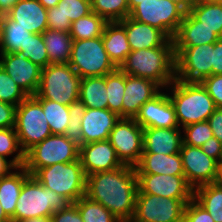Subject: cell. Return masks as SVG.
I'll list each match as a JSON object with an SVG mask.
<instances>
[{
	"instance_id": "cell-7",
	"label": "cell",
	"mask_w": 222,
	"mask_h": 222,
	"mask_svg": "<svg viewBox=\"0 0 222 222\" xmlns=\"http://www.w3.org/2000/svg\"><path fill=\"white\" fill-rule=\"evenodd\" d=\"M79 159V145L65 135L52 134L25 153L23 167L34 175L40 168Z\"/></svg>"
},
{
	"instance_id": "cell-26",
	"label": "cell",
	"mask_w": 222,
	"mask_h": 222,
	"mask_svg": "<svg viewBox=\"0 0 222 222\" xmlns=\"http://www.w3.org/2000/svg\"><path fill=\"white\" fill-rule=\"evenodd\" d=\"M135 171L136 174L185 175L180 153L170 155L142 153Z\"/></svg>"
},
{
	"instance_id": "cell-1",
	"label": "cell",
	"mask_w": 222,
	"mask_h": 222,
	"mask_svg": "<svg viewBox=\"0 0 222 222\" xmlns=\"http://www.w3.org/2000/svg\"><path fill=\"white\" fill-rule=\"evenodd\" d=\"M137 192V175L132 166L86 176L85 196L102 204L120 221L132 220Z\"/></svg>"
},
{
	"instance_id": "cell-6",
	"label": "cell",
	"mask_w": 222,
	"mask_h": 222,
	"mask_svg": "<svg viewBox=\"0 0 222 222\" xmlns=\"http://www.w3.org/2000/svg\"><path fill=\"white\" fill-rule=\"evenodd\" d=\"M33 176L44 187L70 199L73 203L85 195L86 175L79 159L40 168Z\"/></svg>"
},
{
	"instance_id": "cell-13",
	"label": "cell",
	"mask_w": 222,
	"mask_h": 222,
	"mask_svg": "<svg viewBox=\"0 0 222 222\" xmlns=\"http://www.w3.org/2000/svg\"><path fill=\"white\" fill-rule=\"evenodd\" d=\"M108 141L123 165L135 167L139 163L143 153V128L134 118H120Z\"/></svg>"
},
{
	"instance_id": "cell-50",
	"label": "cell",
	"mask_w": 222,
	"mask_h": 222,
	"mask_svg": "<svg viewBox=\"0 0 222 222\" xmlns=\"http://www.w3.org/2000/svg\"><path fill=\"white\" fill-rule=\"evenodd\" d=\"M213 135L222 143V108H216L208 118Z\"/></svg>"
},
{
	"instance_id": "cell-40",
	"label": "cell",
	"mask_w": 222,
	"mask_h": 222,
	"mask_svg": "<svg viewBox=\"0 0 222 222\" xmlns=\"http://www.w3.org/2000/svg\"><path fill=\"white\" fill-rule=\"evenodd\" d=\"M86 106L80 101H75L69 105V119L64 135L76 142L79 146L83 145V132L81 130L82 117L85 115Z\"/></svg>"
},
{
	"instance_id": "cell-29",
	"label": "cell",
	"mask_w": 222,
	"mask_h": 222,
	"mask_svg": "<svg viewBox=\"0 0 222 222\" xmlns=\"http://www.w3.org/2000/svg\"><path fill=\"white\" fill-rule=\"evenodd\" d=\"M79 100L86 108L108 109L106 75L82 78Z\"/></svg>"
},
{
	"instance_id": "cell-42",
	"label": "cell",
	"mask_w": 222,
	"mask_h": 222,
	"mask_svg": "<svg viewBox=\"0 0 222 222\" xmlns=\"http://www.w3.org/2000/svg\"><path fill=\"white\" fill-rule=\"evenodd\" d=\"M183 144L200 147L213 137V132L208 121L193 123L181 128Z\"/></svg>"
},
{
	"instance_id": "cell-27",
	"label": "cell",
	"mask_w": 222,
	"mask_h": 222,
	"mask_svg": "<svg viewBox=\"0 0 222 222\" xmlns=\"http://www.w3.org/2000/svg\"><path fill=\"white\" fill-rule=\"evenodd\" d=\"M29 176L30 173L22 166L0 179V204L10 219L15 213L23 183Z\"/></svg>"
},
{
	"instance_id": "cell-57",
	"label": "cell",
	"mask_w": 222,
	"mask_h": 222,
	"mask_svg": "<svg viewBox=\"0 0 222 222\" xmlns=\"http://www.w3.org/2000/svg\"><path fill=\"white\" fill-rule=\"evenodd\" d=\"M0 222H12L11 219L5 214L0 204Z\"/></svg>"
},
{
	"instance_id": "cell-60",
	"label": "cell",
	"mask_w": 222,
	"mask_h": 222,
	"mask_svg": "<svg viewBox=\"0 0 222 222\" xmlns=\"http://www.w3.org/2000/svg\"><path fill=\"white\" fill-rule=\"evenodd\" d=\"M198 1H204V2H208V3H221L222 4V0H198Z\"/></svg>"
},
{
	"instance_id": "cell-8",
	"label": "cell",
	"mask_w": 222,
	"mask_h": 222,
	"mask_svg": "<svg viewBox=\"0 0 222 222\" xmlns=\"http://www.w3.org/2000/svg\"><path fill=\"white\" fill-rule=\"evenodd\" d=\"M68 64L81 78L105 76L117 69L104 48L102 37L73 40Z\"/></svg>"
},
{
	"instance_id": "cell-22",
	"label": "cell",
	"mask_w": 222,
	"mask_h": 222,
	"mask_svg": "<svg viewBox=\"0 0 222 222\" xmlns=\"http://www.w3.org/2000/svg\"><path fill=\"white\" fill-rule=\"evenodd\" d=\"M182 144L180 127L143 129V153L177 154Z\"/></svg>"
},
{
	"instance_id": "cell-24",
	"label": "cell",
	"mask_w": 222,
	"mask_h": 222,
	"mask_svg": "<svg viewBox=\"0 0 222 222\" xmlns=\"http://www.w3.org/2000/svg\"><path fill=\"white\" fill-rule=\"evenodd\" d=\"M126 30L131 51L162 46L169 38L158 28L129 16L119 21Z\"/></svg>"
},
{
	"instance_id": "cell-32",
	"label": "cell",
	"mask_w": 222,
	"mask_h": 222,
	"mask_svg": "<svg viewBox=\"0 0 222 222\" xmlns=\"http://www.w3.org/2000/svg\"><path fill=\"white\" fill-rule=\"evenodd\" d=\"M201 25L213 30L222 38V4L196 0L188 11Z\"/></svg>"
},
{
	"instance_id": "cell-30",
	"label": "cell",
	"mask_w": 222,
	"mask_h": 222,
	"mask_svg": "<svg viewBox=\"0 0 222 222\" xmlns=\"http://www.w3.org/2000/svg\"><path fill=\"white\" fill-rule=\"evenodd\" d=\"M193 198L213 217L214 222H222V182L198 186Z\"/></svg>"
},
{
	"instance_id": "cell-16",
	"label": "cell",
	"mask_w": 222,
	"mask_h": 222,
	"mask_svg": "<svg viewBox=\"0 0 222 222\" xmlns=\"http://www.w3.org/2000/svg\"><path fill=\"white\" fill-rule=\"evenodd\" d=\"M165 91L162 89L155 97L145 102L134 118L143 129L179 127L174 106Z\"/></svg>"
},
{
	"instance_id": "cell-35",
	"label": "cell",
	"mask_w": 222,
	"mask_h": 222,
	"mask_svg": "<svg viewBox=\"0 0 222 222\" xmlns=\"http://www.w3.org/2000/svg\"><path fill=\"white\" fill-rule=\"evenodd\" d=\"M106 90L108 97V109L115 112L122 118L125 73L120 68L106 74Z\"/></svg>"
},
{
	"instance_id": "cell-48",
	"label": "cell",
	"mask_w": 222,
	"mask_h": 222,
	"mask_svg": "<svg viewBox=\"0 0 222 222\" xmlns=\"http://www.w3.org/2000/svg\"><path fill=\"white\" fill-rule=\"evenodd\" d=\"M16 106L0 101V128L15 127Z\"/></svg>"
},
{
	"instance_id": "cell-18",
	"label": "cell",
	"mask_w": 222,
	"mask_h": 222,
	"mask_svg": "<svg viewBox=\"0 0 222 222\" xmlns=\"http://www.w3.org/2000/svg\"><path fill=\"white\" fill-rule=\"evenodd\" d=\"M79 160L86 176L112 171L123 166L108 140L80 145Z\"/></svg>"
},
{
	"instance_id": "cell-36",
	"label": "cell",
	"mask_w": 222,
	"mask_h": 222,
	"mask_svg": "<svg viewBox=\"0 0 222 222\" xmlns=\"http://www.w3.org/2000/svg\"><path fill=\"white\" fill-rule=\"evenodd\" d=\"M74 204L77 206L83 222H120L102 204L91 200L85 195Z\"/></svg>"
},
{
	"instance_id": "cell-28",
	"label": "cell",
	"mask_w": 222,
	"mask_h": 222,
	"mask_svg": "<svg viewBox=\"0 0 222 222\" xmlns=\"http://www.w3.org/2000/svg\"><path fill=\"white\" fill-rule=\"evenodd\" d=\"M49 64L68 63L71 57L73 39L70 32L46 29L42 33Z\"/></svg>"
},
{
	"instance_id": "cell-47",
	"label": "cell",
	"mask_w": 222,
	"mask_h": 222,
	"mask_svg": "<svg viewBox=\"0 0 222 222\" xmlns=\"http://www.w3.org/2000/svg\"><path fill=\"white\" fill-rule=\"evenodd\" d=\"M52 222H83L82 217L75 204L66 210L55 211L51 215Z\"/></svg>"
},
{
	"instance_id": "cell-14",
	"label": "cell",
	"mask_w": 222,
	"mask_h": 222,
	"mask_svg": "<svg viewBox=\"0 0 222 222\" xmlns=\"http://www.w3.org/2000/svg\"><path fill=\"white\" fill-rule=\"evenodd\" d=\"M179 153L185 179L193 189L220 181L218 162L206 155L200 147L182 144Z\"/></svg>"
},
{
	"instance_id": "cell-58",
	"label": "cell",
	"mask_w": 222,
	"mask_h": 222,
	"mask_svg": "<svg viewBox=\"0 0 222 222\" xmlns=\"http://www.w3.org/2000/svg\"><path fill=\"white\" fill-rule=\"evenodd\" d=\"M141 1H143V0H127L128 4H129L130 12H131L139 3H141Z\"/></svg>"
},
{
	"instance_id": "cell-15",
	"label": "cell",
	"mask_w": 222,
	"mask_h": 222,
	"mask_svg": "<svg viewBox=\"0 0 222 222\" xmlns=\"http://www.w3.org/2000/svg\"><path fill=\"white\" fill-rule=\"evenodd\" d=\"M137 194H153L157 196L190 201L194 189L187 183L185 175L168 174H136Z\"/></svg>"
},
{
	"instance_id": "cell-43",
	"label": "cell",
	"mask_w": 222,
	"mask_h": 222,
	"mask_svg": "<svg viewBox=\"0 0 222 222\" xmlns=\"http://www.w3.org/2000/svg\"><path fill=\"white\" fill-rule=\"evenodd\" d=\"M60 13L71 22L92 12L91 0H60L56 5Z\"/></svg>"
},
{
	"instance_id": "cell-23",
	"label": "cell",
	"mask_w": 222,
	"mask_h": 222,
	"mask_svg": "<svg viewBox=\"0 0 222 222\" xmlns=\"http://www.w3.org/2000/svg\"><path fill=\"white\" fill-rule=\"evenodd\" d=\"M219 39L213 30L201 25V22L186 12L173 41L174 48H188L215 43Z\"/></svg>"
},
{
	"instance_id": "cell-31",
	"label": "cell",
	"mask_w": 222,
	"mask_h": 222,
	"mask_svg": "<svg viewBox=\"0 0 222 222\" xmlns=\"http://www.w3.org/2000/svg\"><path fill=\"white\" fill-rule=\"evenodd\" d=\"M31 34L22 26H19L18 22L3 14L0 53H17L20 47L25 46Z\"/></svg>"
},
{
	"instance_id": "cell-41",
	"label": "cell",
	"mask_w": 222,
	"mask_h": 222,
	"mask_svg": "<svg viewBox=\"0 0 222 222\" xmlns=\"http://www.w3.org/2000/svg\"><path fill=\"white\" fill-rule=\"evenodd\" d=\"M28 96L0 66V101L18 106Z\"/></svg>"
},
{
	"instance_id": "cell-51",
	"label": "cell",
	"mask_w": 222,
	"mask_h": 222,
	"mask_svg": "<svg viewBox=\"0 0 222 222\" xmlns=\"http://www.w3.org/2000/svg\"><path fill=\"white\" fill-rule=\"evenodd\" d=\"M222 74V38L214 43L212 75Z\"/></svg>"
},
{
	"instance_id": "cell-21",
	"label": "cell",
	"mask_w": 222,
	"mask_h": 222,
	"mask_svg": "<svg viewBox=\"0 0 222 222\" xmlns=\"http://www.w3.org/2000/svg\"><path fill=\"white\" fill-rule=\"evenodd\" d=\"M6 15L32 34L48 28L47 9L38 0H19Z\"/></svg>"
},
{
	"instance_id": "cell-3",
	"label": "cell",
	"mask_w": 222,
	"mask_h": 222,
	"mask_svg": "<svg viewBox=\"0 0 222 222\" xmlns=\"http://www.w3.org/2000/svg\"><path fill=\"white\" fill-rule=\"evenodd\" d=\"M174 106L180 128L208 121L217 108L213 99L200 82H184L175 79L165 89Z\"/></svg>"
},
{
	"instance_id": "cell-33",
	"label": "cell",
	"mask_w": 222,
	"mask_h": 222,
	"mask_svg": "<svg viewBox=\"0 0 222 222\" xmlns=\"http://www.w3.org/2000/svg\"><path fill=\"white\" fill-rule=\"evenodd\" d=\"M107 21L94 13L79 18L71 23L70 35L73 40H85L101 37Z\"/></svg>"
},
{
	"instance_id": "cell-52",
	"label": "cell",
	"mask_w": 222,
	"mask_h": 222,
	"mask_svg": "<svg viewBox=\"0 0 222 222\" xmlns=\"http://www.w3.org/2000/svg\"><path fill=\"white\" fill-rule=\"evenodd\" d=\"M17 167L12 163V159L0 156V179L9 175Z\"/></svg>"
},
{
	"instance_id": "cell-4",
	"label": "cell",
	"mask_w": 222,
	"mask_h": 222,
	"mask_svg": "<svg viewBox=\"0 0 222 222\" xmlns=\"http://www.w3.org/2000/svg\"><path fill=\"white\" fill-rule=\"evenodd\" d=\"M73 204L70 199L47 189L30 175L23 183L11 221L20 222L28 218L51 217L55 211L66 210Z\"/></svg>"
},
{
	"instance_id": "cell-59",
	"label": "cell",
	"mask_w": 222,
	"mask_h": 222,
	"mask_svg": "<svg viewBox=\"0 0 222 222\" xmlns=\"http://www.w3.org/2000/svg\"><path fill=\"white\" fill-rule=\"evenodd\" d=\"M2 28H3V14H0V46H1V38H2Z\"/></svg>"
},
{
	"instance_id": "cell-19",
	"label": "cell",
	"mask_w": 222,
	"mask_h": 222,
	"mask_svg": "<svg viewBox=\"0 0 222 222\" xmlns=\"http://www.w3.org/2000/svg\"><path fill=\"white\" fill-rule=\"evenodd\" d=\"M161 90L162 88L152 80L125 74L122 118H135L141 106Z\"/></svg>"
},
{
	"instance_id": "cell-9",
	"label": "cell",
	"mask_w": 222,
	"mask_h": 222,
	"mask_svg": "<svg viewBox=\"0 0 222 222\" xmlns=\"http://www.w3.org/2000/svg\"><path fill=\"white\" fill-rule=\"evenodd\" d=\"M15 130L24 153L52 135L42 105L34 96L16 107Z\"/></svg>"
},
{
	"instance_id": "cell-11",
	"label": "cell",
	"mask_w": 222,
	"mask_h": 222,
	"mask_svg": "<svg viewBox=\"0 0 222 222\" xmlns=\"http://www.w3.org/2000/svg\"><path fill=\"white\" fill-rule=\"evenodd\" d=\"M214 43L174 48L175 76L184 82H201L212 76Z\"/></svg>"
},
{
	"instance_id": "cell-25",
	"label": "cell",
	"mask_w": 222,
	"mask_h": 222,
	"mask_svg": "<svg viewBox=\"0 0 222 222\" xmlns=\"http://www.w3.org/2000/svg\"><path fill=\"white\" fill-rule=\"evenodd\" d=\"M101 37L110 60L120 68L131 52L125 27L119 21L107 22Z\"/></svg>"
},
{
	"instance_id": "cell-5",
	"label": "cell",
	"mask_w": 222,
	"mask_h": 222,
	"mask_svg": "<svg viewBox=\"0 0 222 222\" xmlns=\"http://www.w3.org/2000/svg\"><path fill=\"white\" fill-rule=\"evenodd\" d=\"M81 77L68 63L49 64L41 70L36 99H49L63 105L79 100Z\"/></svg>"
},
{
	"instance_id": "cell-17",
	"label": "cell",
	"mask_w": 222,
	"mask_h": 222,
	"mask_svg": "<svg viewBox=\"0 0 222 222\" xmlns=\"http://www.w3.org/2000/svg\"><path fill=\"white\" fill-rule=\"evenodd\" d=\"M0 66L27 96L37 93L42 70L37 64L18 53H0Z\"/></svg>"
},
{
	"instance_id": "cell-38",
	"label": "cell",
	"mask_w": 222,
	"mask_h": 222,
	"mask_svg": "<svg viewBox=\"0 0 222 222\" xmlns=\"http://www.w3.org/2000/svg\"><path fill=\"white\" fill-rule=\"evenodd\" d=\"M0 156L6 159L8 156H12V163L16 167H22L24 165L25 153L20 147L15 127L0 128Z\"/></svg>"
},
{
	"instance_id": "cell-46",
	"label": "cell",
	"mask_w": 222,
	"mask_h": 222,
	"mask_svg": "<svg viewBox=\"0 0 222 222\" xmlns=\"http://www.w3.org/2000/svg\"><path fill=\"white\" fill-rule=\"evenodd\" d=\"M47 23L48 29L70 32L72 22L60 13L58 6H55L47 9Z\"/></svg>"
},
{
	"instance_id": "cell-39",
	"label": "cell",
	"mask_w": 222,
	"mask_h": 222,
	"mask_svg": "<svg viewBox=\"0 0 222 222\" xmlns=\"http://www.w3.org/2000/svg\"><path fill=\"white\" fill-rule=\"evenodd\" d=\"M17 53L41 68H45L49 65V57L42 34H31L25 46L20 47Z\"/></svg>"
},
{
	"instance_id": "cell-55",
	"label": "cell",
	"mask_w": 222,
	"mask_h": 222,
	"mask_svg": "<svg viewBox=\"0 0 222 222\" xmlns=\"http://www.w3.org/2000/svg\"><path fill=\"white\" fill-rule=\"evenodd\" d=\"M46 9L55 7L60 0H38Z\"/></svg>"
},
{
	"instance_id": "cell-44",
	"label": "cell",
	"mask_w": 222,
	"mask_h": 222,
	"mask_svg": "<svg viewBox=\"0 0 222 222\" xmlns=\"http://www.w3.org/2000/svg\"><path fill=\"white\" fill-rule=\"evenodd\" d=\"M183 222H214L207 210L192 198L185 207Z\"/></svg>"
},
{
	"instance_id": "cell-61",
	"label": "cell",
	"mask_w": 222,
	"mask_h": 222,
	"mask_svg": "<svg viewBox=\"0 0 222 222\" xmlns=\"http://www.w3.org/2000/svg\"><path fill=\"white\" fill-rule=\"evenodd\" d=\"M218 167H219L220 174L222 176V154H221V158H220V160L218 162Z\"/></svg>"
},
{
	"instance_id": "cell-49",
	"label": "cell",
	"mask_w": 222,
	"mask_h": 222,
	"mask_svg": "<svg viewBox=\"0 0 222 222\" xmlns=\"http://www.w3.org/2000/svg\"><path fill=\"white\" fill-rule=\"evenodd\" d=\"M200 148L206 155L219 162L222 154V143L217 138L211 137Z\"/></svg>"
},
{
	"instance_id": "cell-56",
	"label": "cell",
	"mask_w": 222,
	"mask_h": 222,
	"mask_svg": "<svg viewBox=\"0 0 222 222\" xmlns=\"http://www.w3.org/2000/svg\"><path fill=\"white\" fill-rule=\"evenodd\" d=\"M20 222H52L51 217L28 218Z\"/></svg>"
},
{
	"instance_id": "cell-53",
	"label": "cell",
	"mask_w": 222,
	"mask_h": 222,
	"mask_svg": "<svg viewBox=\"0 0 222 222\" xmlns=\"http://www.w3.org/2000/svg\"><path fill=\"white\" fill-rule=\"evenodd\" d=\"M19 0H0V14H6Z\"/></svg>"
},
{
	"instance_id": "cell-37",
	"label": "cell",
	"mask_w": 222,
	"mask_h": 222,
	"mask_svg": "<svg viewBox=\"0 0 222 222\" xmlns=\"http://www.w3.org/2000/svg\"><path fill=\"white\" fill-rule=\"evenodd\" d=\"M92 11L107 22L124 20L130 15L127 0H91Z\"/></svg>"
},
{
	"instance_id": "cell-34",
	"label": "cell",
	"mask_w": 222,
	"mask_h": 222,
	"mask_svg": "<svg viewBox=\"0 0 222 222\" xmlns=\"http://www.w3.org/2000/svg\"><path fill=\"white\" fill-rule=\"evenodd\" d=\"M41 105L52 134L64 135L69 124V106L49 99H37Z\"/></svg>"
},
{
	"instance_id": "cell-2",
	"label": "cell",
	"mask_w": 222,
	"mask_h": 222,
	"mask_svg": "<svg viewBox=\"0 0 222 222\" xmlns=\"http://www.w3.org/2000/svg\"><path fill=\"white\" fill-rule=\"evenodd\" d=\"M120 69L128 75L149 79L166 89L175 79L174 41L162 46L131 51Z\"/></svg>"
},
{
	"instance_id": "cell-10",
	"label": "cell",
	"mask_w": 222,
	"mask_h": 222,
	"mask_svg": "<svg viewBox=\"0 0 222 222\" xmlns=\"http://www.w3.org/2000/svg\"><path fill=\"white\" fill-rule=\"evenodd\" d=\"M186 11L169 0H143L129 17L161 30L169 39L174 38Z\"/></svg>"
},
{
	"instance_id": "cell-54",
	"label": "cell",
	"mask_w": 222,
	"mask_h": 222,
	"mask_svg": "<svg viewBox=\"0 0 222 222\" xmlns=\"http://www.w3.org/2000/svg\"><path fill=\"white\" fill-rule=\"evenodd\" d=\"M177 3L181 6L186 12L190 10V8L195 4L196 0H169Z\"/></svg>"
},
{
	"instance_id": "cell-12",
	"label": "cell",
	"mask_w": 222,
	"mask_h": 222,
	"mask_svg": "<svg viewBox=\"0 0 222 222\" xmlns=\"http://www.w3.org/2000/svg\"><path fill=\"white\" fill-rule=\"evenodd\" d=\"M189 201L153 194H137L132 222H183Z\"/></svg>"
},
{
	"instance_id": "cell-45",
	"label": "cell",
	"mask_w": 222,
	"mask_h": 222,
	"mask_svg": "<svg viewBox=\"0 0 222 222\" xmlns=\"http://www.w3.org/2000/svg\"><path fill=\"white\" fill-rule=\"evenodd\" d=\"M213 99L217 108H222V74L212 75L200 82Z\"/></svg>"
},
{
	"instance_id": "cell-20",
	"label": "cell",
	"mask_w": 222,
	"mask_h": 222,
	"mask_svg": "<svg viewBox=\"0 0 222 222\" xmlns=\"http://www.w3.org/2000/svg\"><path fill=\"white\" fill-rule=\"evenodd\" d=\"M120 118L109 109L86 108L81 121L83 144L108 140L111 130Z\"/></svg>"
}]
</instances>
